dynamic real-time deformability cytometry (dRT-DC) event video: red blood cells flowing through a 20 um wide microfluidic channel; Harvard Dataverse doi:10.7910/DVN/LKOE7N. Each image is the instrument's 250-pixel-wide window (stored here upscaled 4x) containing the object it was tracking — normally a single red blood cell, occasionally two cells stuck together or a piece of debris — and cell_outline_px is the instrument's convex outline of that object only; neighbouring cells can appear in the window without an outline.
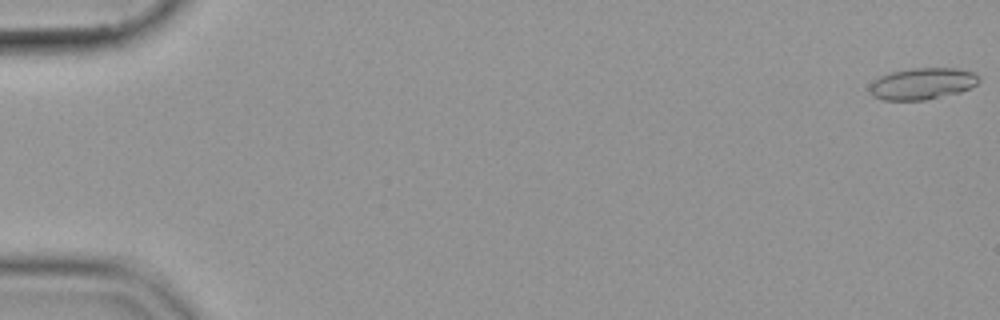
{"species": "common noctule bat (a hibernating species)", "species_latin": "Nyctalus noctula", "temperature_condition": "cold", "stored_images_in_passage": 55, "camera_frame_rate_fps": 3000, "um_per_image_px": 0.085, "animal": {"sex": "female", "body_mass_g": 19.9}, "frame": {"image": 1, "passage_image": 1, "time_ms": 0.0, "image_size_px": [1000, 320], "cell_outline_px": [[980, 80], [976, 84], [960, 92], [924, 100], [884, 100], [872, 96], [868, 88], [880, 76], [888, 72], [912, 68], [956, 68], [976, 72], [980, 76]], "centroid_in_image_um": [78.41, 7.1], "position_along_channel_um": 6.6, "area_um2": 20.17}}
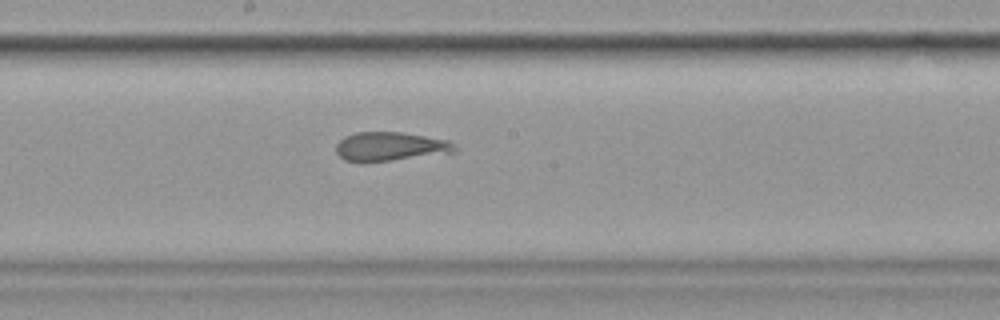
{"frame": {"image": 2, "passage_image": 31, "time_ms": 10.0, "image_size_px": [1000, 320], "cell_outline_px": [[456, 152], [392, 160], [344, 160], [336, 152], [336, 144], [344, 136], [356, 132], [400, 132], [448, 140], [456, 144]], "centroid_in_image_um": [33.2, 12.43], "position_along_channel_um": 215.0, "area_um2": 19.59}}
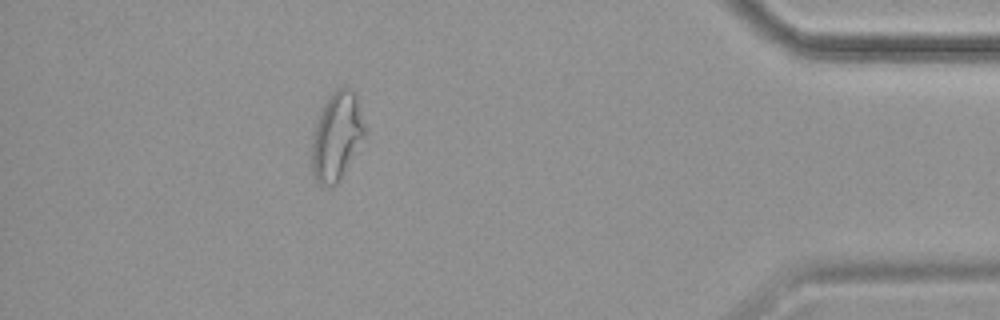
{"frame": {"image": 3, "passage_image": 50, "time_ms": 16.333, "image_size_px": [1000, 320], "cell_outline_px": [[364, 136], [336, 184], [320, 184], [316, 180], [312, 168], [312, 136], [320, 108], [328, 96], [336, 88], [348, 88], [356, 96], [364, 124]], "centroid_in_image_um": [28.58, 11.52], "position_along_channel_um": 406.6, "area_um2": 26.36}}